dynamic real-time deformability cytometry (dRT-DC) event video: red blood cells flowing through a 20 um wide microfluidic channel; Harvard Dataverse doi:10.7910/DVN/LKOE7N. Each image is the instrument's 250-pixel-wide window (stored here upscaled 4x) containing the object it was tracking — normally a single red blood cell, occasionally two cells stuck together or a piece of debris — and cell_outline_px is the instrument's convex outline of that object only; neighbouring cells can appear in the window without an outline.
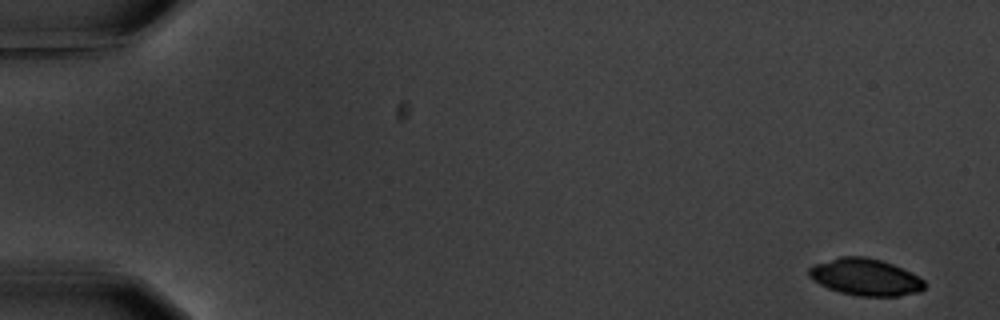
{"species": "common noctule bat (a hibernating species)", "species_latin": "Nyctalus noctula", "temperature_condition": "warm", "stored_images_in_passage": 2, "camera_frame_rate_fps": 3000, "um_per_image_px": 0.085, "animal": {"sex": "male", "body_mass_g": 20.1, "forearm_length_mm": 53.5}, "frame": {"image": 1, "passage_image": 1, "time_ms": 0.0, "image_size_px": [1000, 320], "cell_outline_px": [[924, 288], [920, 292], [900, 296], [860, 296], [840, 292], [828, 288], [812, 280], [808, 276], [808, 268], [812, 264], [840, 256], [864, 256], [880, 260], [892, 264], [924, 280]], "centroid_in_image_um": [73.5, 23.55], "position_along_channel_um": 11.5, "area_um2": 24.8}}